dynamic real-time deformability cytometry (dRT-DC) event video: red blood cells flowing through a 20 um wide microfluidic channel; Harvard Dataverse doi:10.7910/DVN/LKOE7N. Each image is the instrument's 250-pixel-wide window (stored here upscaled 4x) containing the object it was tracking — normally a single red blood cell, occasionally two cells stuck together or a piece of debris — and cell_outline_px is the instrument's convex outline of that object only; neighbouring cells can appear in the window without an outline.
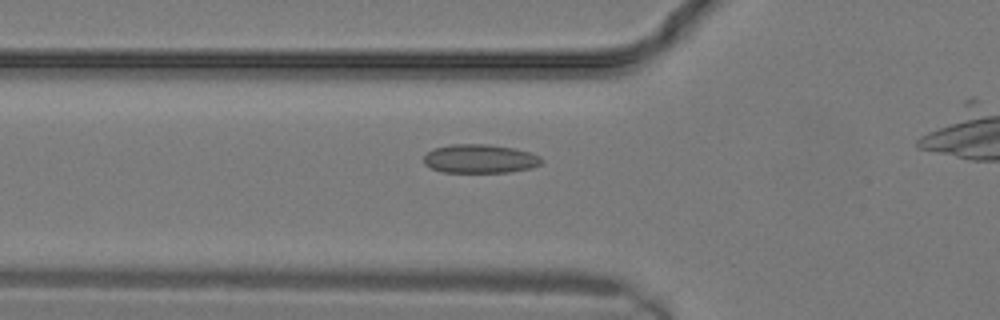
{"species": "common noctule bat (a hibernating species)", "species_latin": "Nyctalus noctula", "temperature_condition": "warm", "stored_images_in_passage": 6, "camera_frame_rate_fps": 3000, "um_per_image_px": 0.085, "animal": {"sex": "male", "body_mass_g": 19.2, "forearm_length_mm": 51.8}, "frame": {"image": 1, "passage_image": 4, "time_ms": 1.0, "image_size_px": [1000, 320], "cell_outline_px": [[544, 160], [540, 164], [532, 168], [508, 172], [440, 172], [424, 164], [424, 156], [432, 148], [452, 144], [488, 144], [516, 148], [540, 156]], "centroid_in_image_um": [40.79, 13.49], "position_along_channel_um": 85.0, "area_um2": 19.88}}
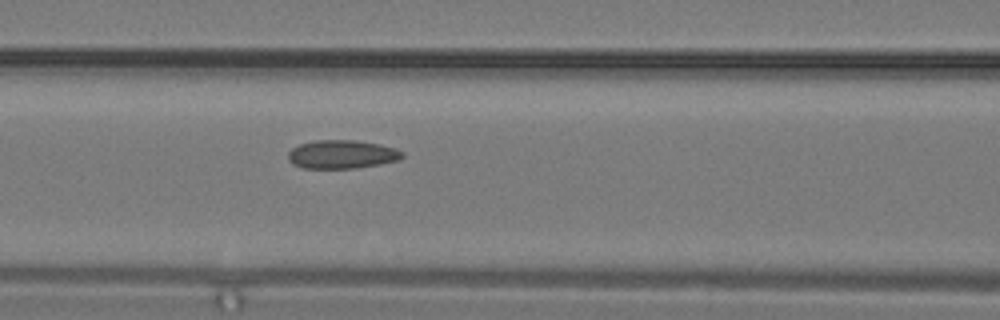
{"frame": {"image": 2, "passage_image": 6, "time_ms": 1.667, "image_size_px": [1000, 320], "cell_outline_px": [[404, 156], [400, 160], [380, 164], [356, 168], [304, 168], [292, 164], [288, 160], [288, 152], [292, 148], [300, 144], [316, 140], [356, 140], [380, 144], [396, 148], [404, 152]], "centroid_in_image_um": [29.09, 13.12], "position_along_channel_um": 137.5, "area_um2": 19.13}}